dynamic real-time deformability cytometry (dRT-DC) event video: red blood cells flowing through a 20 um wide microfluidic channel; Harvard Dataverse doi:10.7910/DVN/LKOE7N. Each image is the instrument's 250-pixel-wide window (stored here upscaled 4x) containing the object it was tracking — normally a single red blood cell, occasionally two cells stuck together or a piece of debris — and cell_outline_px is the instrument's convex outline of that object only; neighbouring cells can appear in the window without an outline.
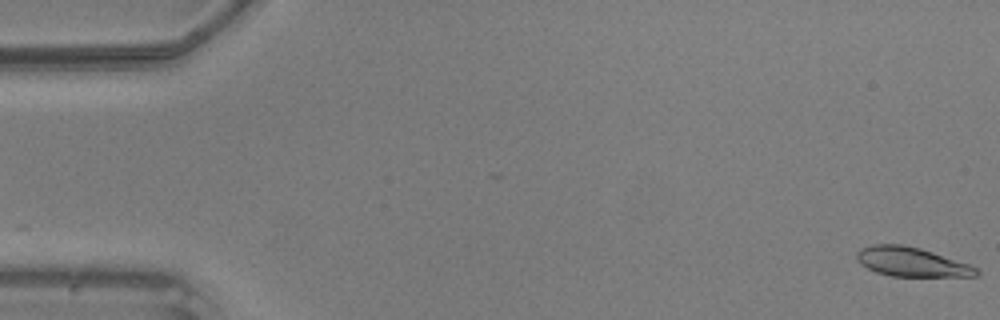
{"species": "common noctule bat (a hibernating species)", "species_latin": "Nyctalus noctula", "temperature_condition": "warm", "stored_images_in_passage": 49, "camera_frame_rate_fps": 3000, "um_per_image_px": 0.085, "animal": {"sex": "male", "body_mass_g": 20.5, "forearm_length_mm": 52.5}, "frame": {"image": 1, "passage_image": 1, "time_ms": 0.0, "image_size_px": [1000, 320], "cell_outline_px": [[980, 272], [976, 276], [892, 276], [876, 272], [860, 264], [856, 260], [856, 252], [860, 248], [872, 244], [904, 244], [920, 248], [968, 264], [976, 268]], "centroid_in_image_um": [77.41, 22.25], "position_along_channel_um": 7.6, "area_um2": 20.29}}
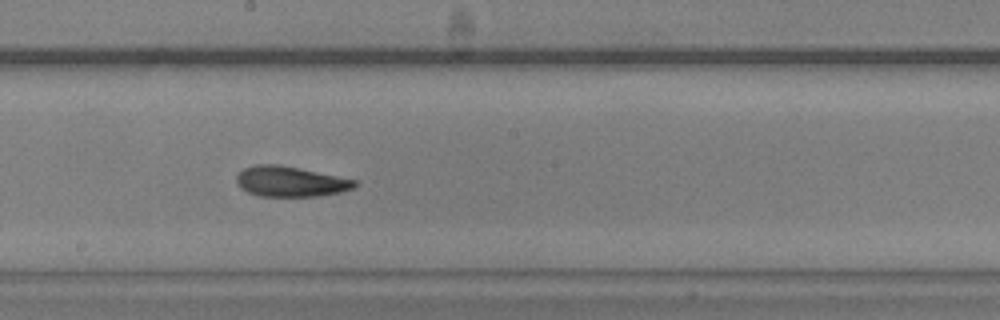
{"frame": {"image": 2, "passage_image": 27, "time_ms": 8.667, "image_size_px": [1000, 320], "cell_outline_px": [[360, 184], [352, 188], [340, 192], [320, 196], [260, 196], [248, 192], [240, 188], [236, 180], [236, 176], [244, 168], [256, 164], [276, 164], [360, 180]], "centroid_in_image_um": [24.72, 15.43], "position_along_channel_um": 223.5, "area_um2": 20.92}}
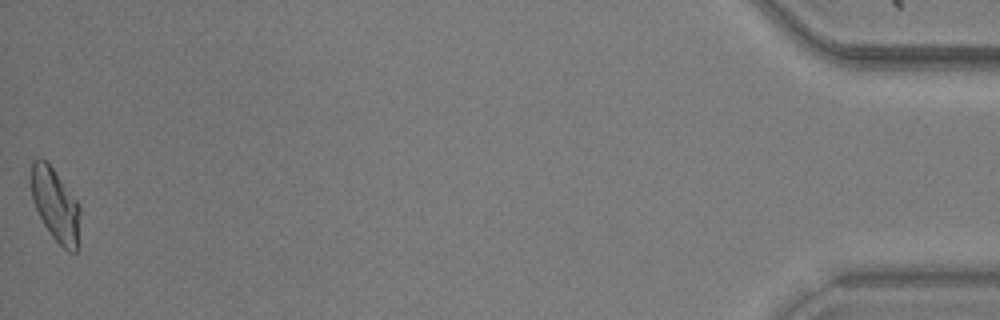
{"frame": {"image": 3, "passage_image": 49, "time_ms": 16.0, "image_size_px": [1000, 320], "cell_outline_px": [[80, 248], [76, 252], [68, 252], [52, 236], [44, 224], [32, 200], [28, 176], [32, 160], [44, 160], [52, 168], [80, 204]], "centroid_in_image_um": [4.72, 17.45], "position_along_channel_um": 430.5, "area_um2": 21.27}}